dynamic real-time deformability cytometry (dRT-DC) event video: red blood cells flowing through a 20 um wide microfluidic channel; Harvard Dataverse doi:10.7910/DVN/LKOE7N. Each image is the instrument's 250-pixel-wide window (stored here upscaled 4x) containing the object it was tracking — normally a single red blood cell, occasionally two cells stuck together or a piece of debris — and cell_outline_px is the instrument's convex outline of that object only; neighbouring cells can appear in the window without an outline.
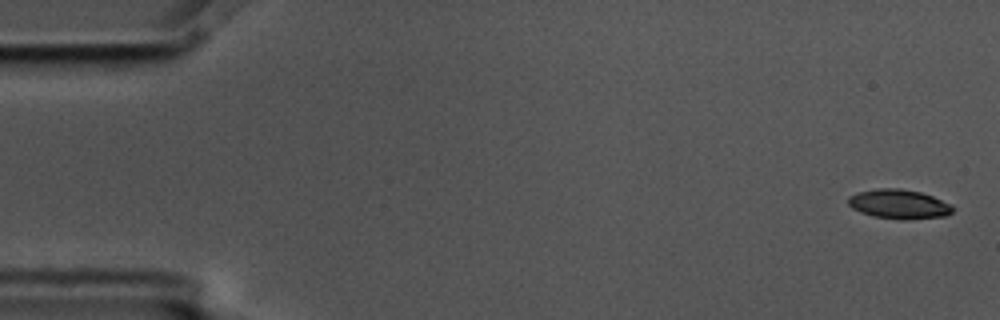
{"species": "common noctule bat (a hibernating species)", "species_latin": "Nyctalus noctula", "temperature_condition": "cold", "stored_images_in_passage": 4, "camera_frame_rate_fps": 3000, "um_per_image_px": 0.085, "animal": {"sex": "male", "body_mass_g": 17.5, "forearm_length_mm": 52.3}, "frame": {"image": 1, "passage_image": 1, "time_ms": 0.0, "image_size_px": [1000, 320], "cell_outline_px": [[956, 208], [948, 216], [904, 220], [872, 216], [860, 212], [852, 208], [848, 204], [848, 196], [856, 192], [876, 188], [900, 188], [920, 192], [932, 196], [952, 204]], "centroid_in_image_um": [76.42, 17.35], "position_along_channel_um": 8.6, "area_um2": 18.21}}